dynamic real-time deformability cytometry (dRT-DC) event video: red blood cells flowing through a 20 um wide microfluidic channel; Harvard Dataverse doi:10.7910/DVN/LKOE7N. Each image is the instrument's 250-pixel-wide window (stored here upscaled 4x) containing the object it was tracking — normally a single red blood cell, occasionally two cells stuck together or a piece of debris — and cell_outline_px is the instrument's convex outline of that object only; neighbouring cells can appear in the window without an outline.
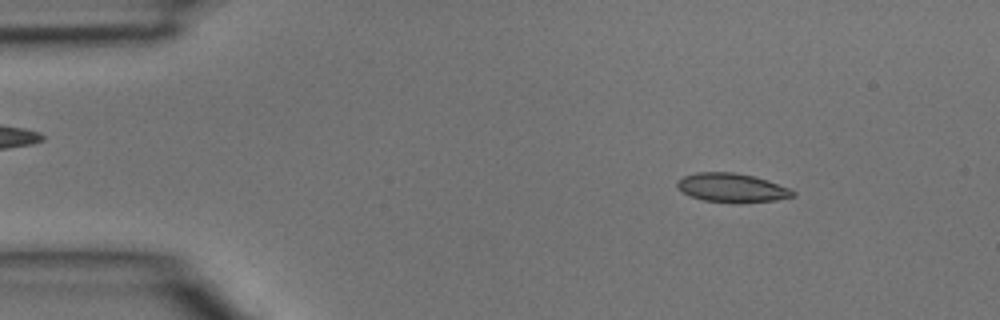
{"species": "common noctule bat (a hibernating species)", "species_latin": "Nyctalus noctula", "temperature_condition": "room temperature", "stored_images_in_passage": 43, "camera_frame_rate_fps": 3000, "um_per_image_px": 0.085, "animal": {"sex": "male", "body_mass_g": 15.6}, "frame": {"image": 1, "passage_image": 5, "time_ms": 1.333, "image_size_px": [1000, 320], "cell_outline_px": [[796, 196], [776, 200], [736, 204], [704, 200], [692, 196], [676, 188], [676, 184], [684, 176], [696, 172], [736, 172], [752, 176], [788, 188], [796, 192]], "centroid_in_image_um": [62.21, 15.98], "position_along_channel_um": 22.8, "area_um2": 19.42}}
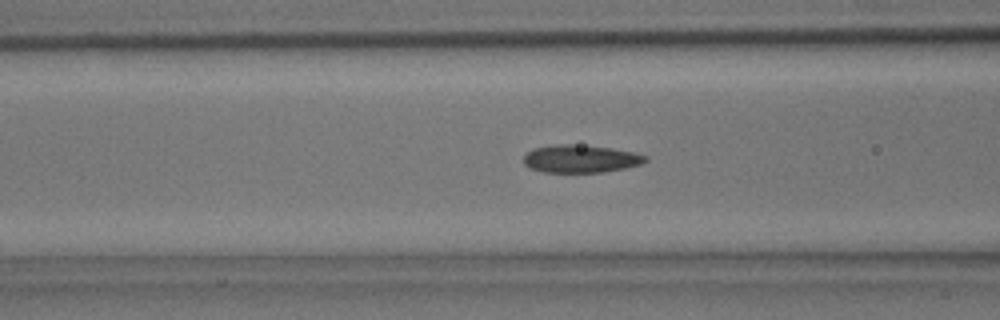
{"frame": {"image": 2, "passage_image": 16, "time_ms": 5.0, "image_size_px": [1000, 320], "cell_outline_px": [[648, 160], [640, 164], [624, 168], [600, 172], [544, 172], [532, 168], [524, 164], [524, 156], [532, 148], [552, 144], [572, 144], [612, 148], [636, 152], [648, 156]], "centroid_in_image_um": [49.36, 13.48], "position_along_channel_um": 117.2, "area_um2": 19.71}}
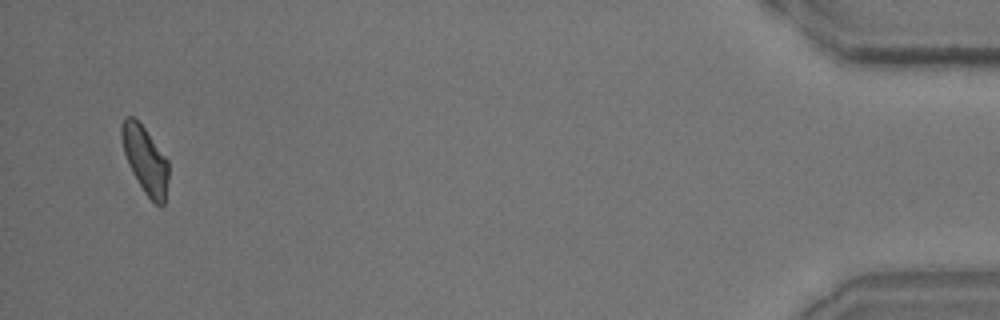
{"frame": {"image": 3, "passage_image": 42, "time_ms": 13.667, "image_size_px": [1000, 320], "cell_outline_px": [[168, 180], [164, 204], [156, 204], [144, 192], [132, 172], [128, 164], [124, 152], [120, 136], [120, 124], [124, 116], [132, 116], [144, 128], [168, 160]], "centroid_in_image_um": [12.31, 13.55], "position_along_channel_um": 422.9, "area_um2": 18.15}}